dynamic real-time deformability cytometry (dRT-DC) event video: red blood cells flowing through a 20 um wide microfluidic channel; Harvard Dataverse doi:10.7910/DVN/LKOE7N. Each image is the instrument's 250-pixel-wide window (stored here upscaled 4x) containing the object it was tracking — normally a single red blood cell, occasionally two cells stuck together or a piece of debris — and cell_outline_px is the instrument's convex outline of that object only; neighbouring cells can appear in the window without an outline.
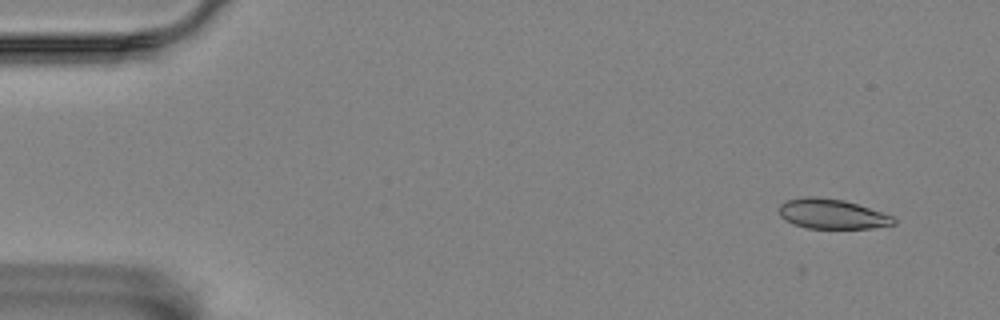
{"species": "Egyptian fruit bat (a non-hibernating species)", "species_latin": "Rousettus aegyptiacus", "temperature_condition": "room temperature", "stored_images_in_passage": 54, "camera_frame_rate_fps": 3000, "um_per_image_px": 0.085, "animal": {"sex": "female"}, "frame": {"image": 1, "passage_image": 1, "time_ms": 0.0, "image_size_px": [1000, 320], "cell_outline_px": [[896, 224], [872, 228], [808, 228], [792, 224], [784, 220], [780, 216], [780, 204], [784, 200], [804, 196], [816, 196], [844, 200], [892, 216], [896, 220]], "centroid_in_image_um": [70.67, 18.18], "position_along_channel_um": 14.3, "area_um2": 19.94}}
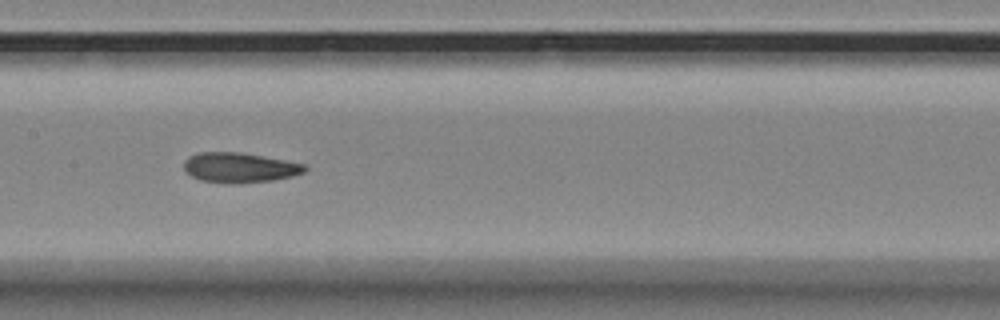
{"frame": {"image": 2, "passage_image": 25, "time_ms": 8.0, "image_size_px": [1000, 320], "cell_outline_px": [[308, 168], [304, 172], [292, 176], [272, 180], [236, 184], [228, 184], [200, 180], [192, 176], [184, 168], [184, 160], [188, 156], [200, 152], [240, 152], [284, 160], [304, 164]], "centroid_in_image_um": [20.34, 14.25], "position_along_channel_um": 187.1, "area_um2": 21.1}}
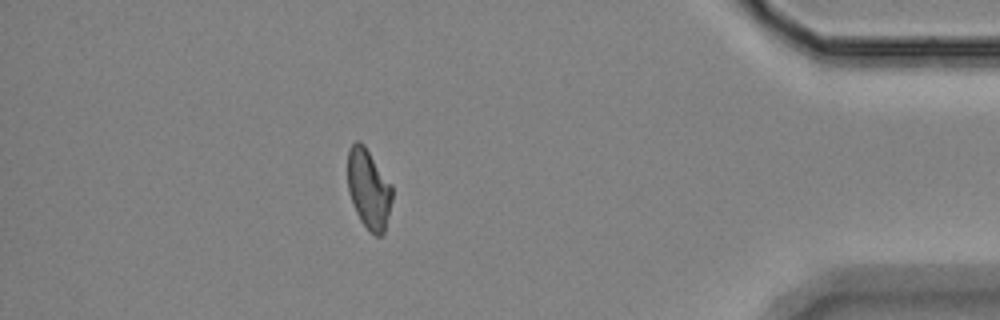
{"frame": {"image": 3, "passage_image": 47, "time_ms": 15.333, "image_size_px": [1000, 320], "cell_outline_px": [[392, 200], [384, 232], [380, 236], [376, 236], [360, 220], [356, 212], [348, 192], [348, 148], [356, 140], [360, 140], [364, 144], [392, 184]], "centroid_in_image_um": [31.33, 16.02], "position_along_channel_um": 403.9, "area_um2": 20.69}, "authors_computed_cell_mechanics": {"area_um2": 21.0681, "velocity_mm_per_s": 3.5225, "shape_relaxation_time_tau1_ms": 11.1442, "shape_relaxation_time_tau2_ms": 4.1496, "deformation_change_tau1": 0.2056, "deformation_change_tau2": 0.0946}}